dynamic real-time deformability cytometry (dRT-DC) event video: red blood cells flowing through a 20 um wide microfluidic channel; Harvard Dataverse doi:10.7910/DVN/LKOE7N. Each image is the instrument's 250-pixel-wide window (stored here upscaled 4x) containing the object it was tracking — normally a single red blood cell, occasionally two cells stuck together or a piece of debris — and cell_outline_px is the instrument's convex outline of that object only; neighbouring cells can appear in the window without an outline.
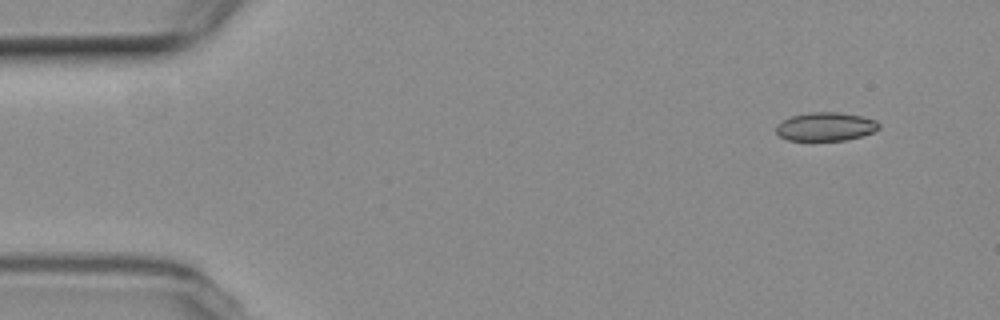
{"species": "common noctule bat (a hibernating species)", "species_latin": "Nyctalus noctula", "temperature_condition": "room temperature", "stored_images_in_passage": 4, "camera_frame_rate_fps": 3000, "um_per_image_px": 0.085, "animal": {"sex": "female", "body_mass_g": 19.3, "forearm_length_mm": 54.1}, "frame": {"image": 1, "passage_image": 1, "time_ms": 0.0, "image_size_px": [1000, 320], "cell_outline_px": [[880, 128], [872, 132], [860, 136], [844, 140], [788, 140], [780, 136], [776, 132], [776, 124], [792, 116], [812, 112], [836, 112], [860, 116], [876, 120], [880, 124]], "centroid_in_image_um": [70.17, 10.76], "position_along_channel_um": 14.8, "area_um2": 16.88}}
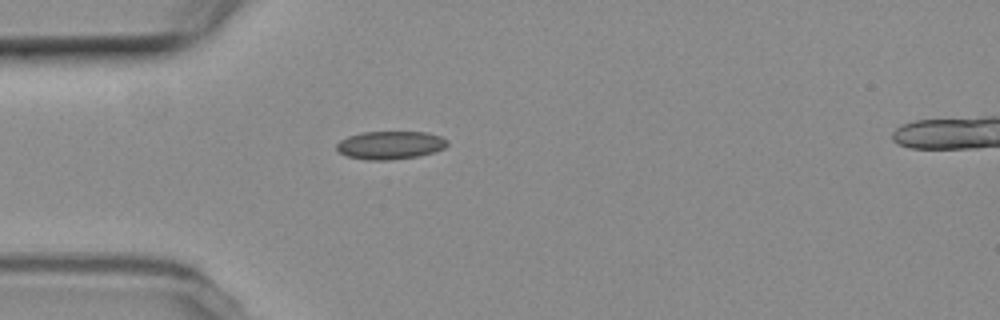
{"frame": {"image": 2, "passage_image": 4, "time_ms": 3.667, "image_size_px": [1000, 320], "cell_outline_px": [[448, 144], [444, 148], [432, 152], [416, 156], [388, 160], [364, 160], [348, 156], [340, 152], [336, 148], [336, 144], [340, 140], [348, 136], [364, 132], [424, 132], [440, 136], [448, 140]], "centroid_in_image_um": [33.15, 12.33], "position_along_channel_um": 51.9, "area_um2": 17.98}}